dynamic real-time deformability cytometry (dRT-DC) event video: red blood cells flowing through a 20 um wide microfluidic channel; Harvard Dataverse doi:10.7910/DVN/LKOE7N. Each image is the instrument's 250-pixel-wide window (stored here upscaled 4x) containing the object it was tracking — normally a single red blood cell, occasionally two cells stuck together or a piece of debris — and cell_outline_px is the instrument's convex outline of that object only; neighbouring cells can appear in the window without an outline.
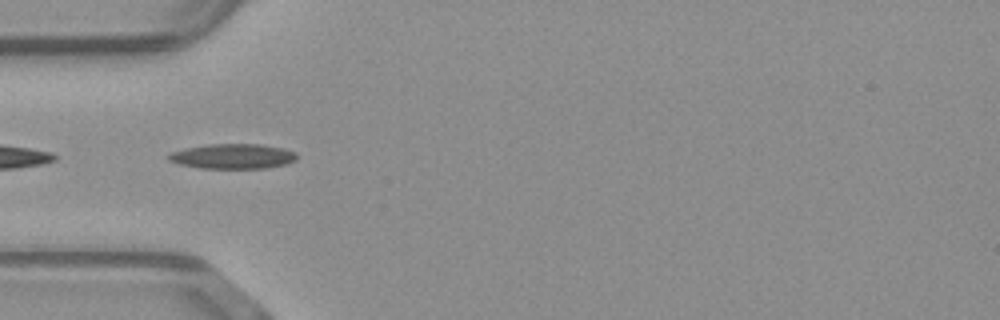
{"species": "common noctule bat (a hibernating species)", "species_latin": "Nyctalus noctula", "temperature_condition": "warm", "stored_images_in_passage": 38, "camera_frame_rate_fps": 3000, "um_per_image_px": 0.085, "animal": {"sex": "male", "body_mass_g": 23.1, "forearm_length_mm": 52.7}, "frame": {"image": 1, "passage_image": 3, "time_ms": 0.667, "image_size_px": [1000, 320], "cell_outline_px": [[296, 160], [284, 164], [264, 168], [200, 168], [180, 164], [168, 160], [168, 156], [172, 152], [184, 148], [208, 144], [260, 144], [284, 148], [296, 152]], "centroid_in_image_um": [19.79, 13.27], "position_along_channel_um": 65.2, "area_um2": 18.55}}
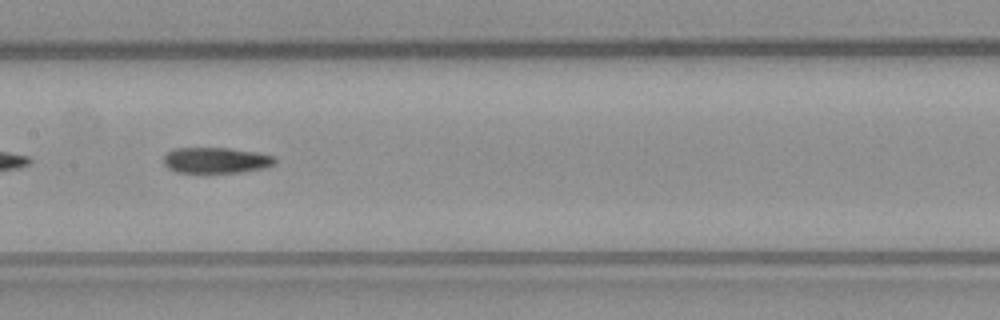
{"frame": {"image": 2, "passage_image": 12, "time_ms": 3.667, "image_size_px": [1000, 320], "cell_outline_px": [[276, 160], [272, 164], [260, 168], [240, 172], [176, 172], [168, 168], [164, 164], [164, 156], [168, 152], [176, 148], [228, 148], [256, 152], [272, 156]], "centroid_in_image_um": [18.3, 13.61], "position_along_channel_um": 189.1, "area_um2": 16.36}}
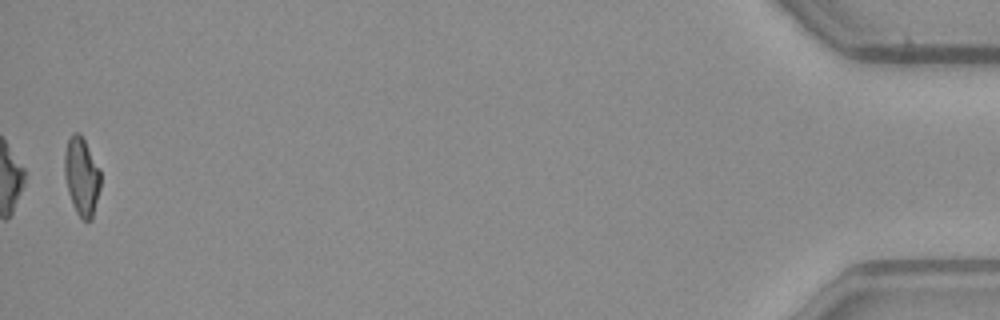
{"frame": {"image": 3, "passage_image": 37, "time_ms": 12.0, "image_size_px": [1000, 320], "cell_outline_px": [[100, 188], [92, 220], [84, 220], [76, 212], [72, 204], [68, 192], [64, 176], [64, 156], [68, 140], [72, 132], [80, 132], [100, 168]], "centroid_in_image_um": [6.94, 14.98], "position_along_channel_um": 428.3, "area_um2": 16.53}, "authors_computed_cell_mechanics": {"area_um2": 17.6579, "velocity_mm_per_s": 4.1048, "shape_relaxation_time_tau1_ms": null, "shape_relaxation_time_tau2_ms": 2.5007, "deformation_change_tau1": null, "deformation_change_tau2": 0.0961}}